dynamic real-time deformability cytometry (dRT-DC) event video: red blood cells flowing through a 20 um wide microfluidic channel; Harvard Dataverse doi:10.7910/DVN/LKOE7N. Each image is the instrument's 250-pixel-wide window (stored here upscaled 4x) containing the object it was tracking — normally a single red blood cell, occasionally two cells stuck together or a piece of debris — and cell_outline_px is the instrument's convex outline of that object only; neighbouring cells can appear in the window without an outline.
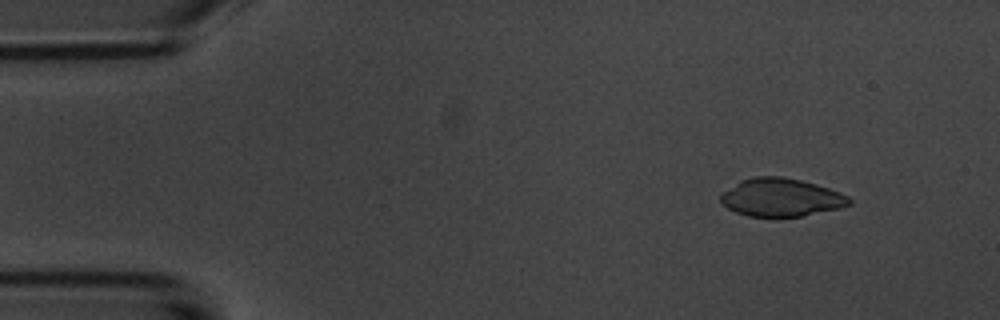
{"species": "common noctule bat (a hibernating species)", "species_latin": "Nyctalus noctula", "temperature_condition": "room temperature", "stored_images_in_passage": 7, "camera_frame_rate_fps": 3000, "um_per_image_px": 0.085, "animal": {"sex": "male", "body_mass_g": 20.1, "forearm_length_mm": 53.5}, "frame": {"image": 1, "passage_image": 2, "time_ms": 1.0, "image_size_px": [1000, 320], "cell_outline_px": [[852, 204], [840, 208], [800, 216], [748, 216], [736, 212], [728, 208], [720, 200], [720, 192], [740, 180], [756, 176], [780, 176], [800, 180], [816, 184], [840, 192], [848, 196], [852, 200]], "centroid_in_image_um": [66.38, 16.77], "position_along_channel_um": 18.6, "area_um2": 28.5}}